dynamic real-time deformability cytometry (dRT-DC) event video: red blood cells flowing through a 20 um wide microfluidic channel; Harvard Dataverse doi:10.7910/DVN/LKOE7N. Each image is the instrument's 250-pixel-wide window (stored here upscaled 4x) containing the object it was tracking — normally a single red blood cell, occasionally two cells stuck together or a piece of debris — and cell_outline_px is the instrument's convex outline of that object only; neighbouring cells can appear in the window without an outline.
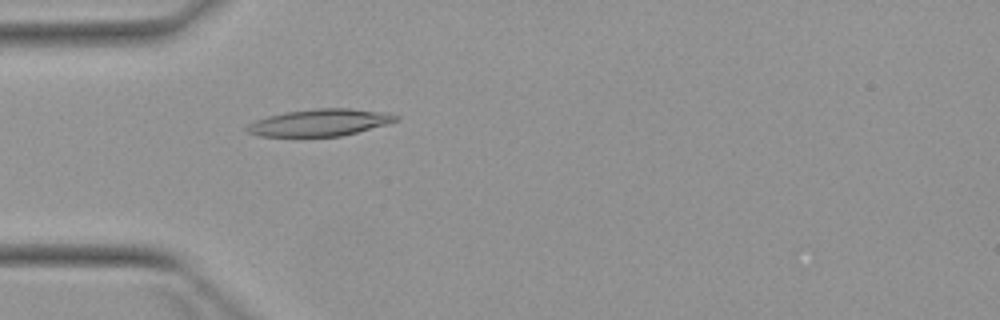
{"species": "Egyptian fruit bat (a non-hibernating species)", "species_latin": "Rousettus aegyptiacus", "temperature_condition": "warm", "stored_images_in_passage": 4, "camera_frame_rate_fps": 3000, "um_per_image_px": 0.085, "animal": {"sex": "female"}, "frame": {"image": 1, "passage_image": 4, "time_ms": 3.667, "image_size_px": [1000, 320], "cell_outline_px": [[400, 120], [388, 124], [340, 136], [260, 136], [248, 132], [244, 128], [248, 124], [256, 120], [268, 116], [284, 112], [316, 108], [352, 108], [388, 112], [400, 116]], "centroid_in_image_um": [27.23, 10.4], "position_along_channel_um": 57.8, "area_um2": 23.52}}